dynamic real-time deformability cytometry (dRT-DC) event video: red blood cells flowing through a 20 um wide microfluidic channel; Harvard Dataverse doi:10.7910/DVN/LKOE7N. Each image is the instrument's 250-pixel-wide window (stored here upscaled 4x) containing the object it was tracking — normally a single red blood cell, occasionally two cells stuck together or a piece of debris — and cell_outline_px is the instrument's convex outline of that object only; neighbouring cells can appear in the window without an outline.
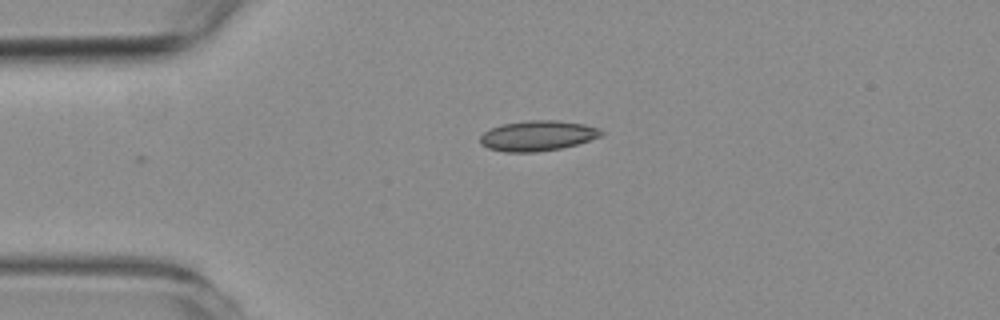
{"species": "common noctule bat (a hibernating species)", "species_latin": "Nyctalus noctula", "temperature_condition": "room temperature", "stored_images_in_passage": 30, "camera_frame_rate_fps": 3000, "um_per_image_px": 0.085, "animal": {"sex": "female", "body_mass_g": 19.3, "forearm_length_mm": 54.1}, "frame": {"image": 1, "passage_image": 1, "time_ms": 0.0, "image_size_px": [1000, 320], "cell_outline_px": [[604, 132], [600, 136], [576, 144], [560, 148], [536, 152], [504, 152], [488, 148], [480, 144], [480, 136], [484, 132], [500, 124], [532, 120], [556, 120], [584, 124], [600, 128]], "centroid_in_image_um": [45.67, 11.53], "position_along_channel_um": 39.3, "area_um2": 21.27}}
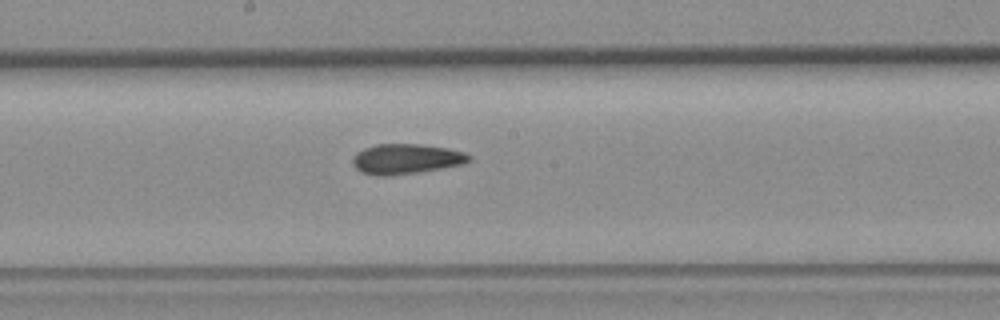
{"frame": {"image": 2, "passage_image": 17, "time_ms": 5.333, "image_size_px": [1000, 320], "cell_outline_px": [[472, 160], [464, 164], [416, 172], [388, 176], [376, 176], [360, 172], [352, 164], [352, 156], [356, 152], [364, 148], [376, 144], [420, 144], [448, 148], [464, 152], [472, 156]], "centroid_in_image_um": [34.5, 13.51], "position_along_channel_um": 213.7, "area_um2": 20.58}}
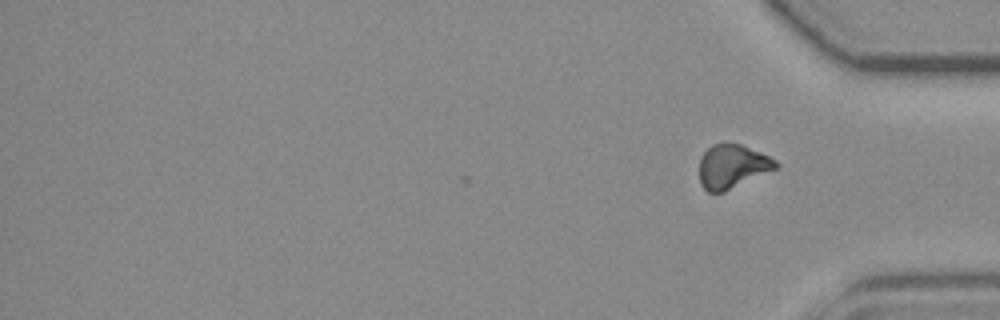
{"frame": {"image": 3, "passage_image": 30, "time_ms": 9.667, "image_size_px": [1000, 320], "cell_outline_px": [[780, 164], [776, 168], [724, 192], [708, 192], [700, 184], [700, 156], [712, 144], [740, 144], [760, 152], [776, 160]], "centroid_in_image_um": [62.22, 14.15], "position_along_channel_um": 373.0, "area_um2": 19.25}, "authors_computed_cell_mechanics": {"area_um2": 20.2878, "velocity_mm_per_s": 3.7637, "shape_relaxation_time_tau1_ms": null, "shape_relaxation_time_tau2_ms": 4.8517, "deformation_change_tau1": null, "deformation_change_tau2": 0.0841}}